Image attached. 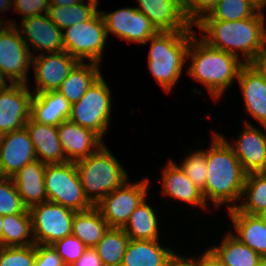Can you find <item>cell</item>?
I'll return each mask as SVG.
<instances>
[{
    "label": "cell",
    "instance_id": "obj_1",
    "mask_svg": "<svg viewBox=\"0 0 266 266\" xmlns=\"http://www.w3.org/2000/svg\"><path fill=\"white\" fill-rule=\"evenodd\" d=\"M262 7L253 17L237 20H200L195 24L204 34L207 44L239 57L243 54L245 64L253 63L266 41L265 18Z\"/></svg>",
    "mask_w": 266,
    "mask_h": 266
},
{
    "label": "cell",
    "instance_id": "obj_2",
    "mask_svg": "<svg viewBox=\"0 0 266 266\" xmlns=\"http://www.w3.org/2000/svg\"><path fill=\"white\" fill-rule=\"evenodd\" d=\"M213 137L206 150L208 172L202 193L206 203L209 199L219 207L242 199L247 173L225 137L218 133H213Z\"/></svg>",
    "mask_w": 266,
    "mask_h": 266
},
{
    "label": "cell",
    "instance_id": "obj_3",
    "mask_svg": "<svg viewBox=\"0 0 266 266\" xmlns=\"http://www.w3.org/2000/svg\"><path fill=\"white\" fill-rule=\"evenodd\" d=\"M189 58L192 60L187 69L188 74L205 85L215 102L231 86L233 79H238L240 70L245 65L238 56L211 47L203 39L197 40L195 34L188 48L187 59Z\"/></svg>",
    "mask_w": 266,
    "mask_h": 266
},
{
    "label": "cell",
    "instance_id": "obj_4",
    "mask_svg": "<svg viewBox=\"0 0 266 266\" xmlns=\"http://www.w3.org/2000/svg\"><path fill=\"white\" fill-rule=\"evenodd\" d=\"M194 31L158 32L151 42L148 68L165 92H171L181 77Z\"/></svg>",
    "mask_w": 266,
    "mask_h": 266
},
{
    "label": "cell",
    "instance_id": "obj_5",
    "mask_svg": "<svg viewBox=\"0 0 266 266\" xmlns=\"http://www.w3.org/2000/svg\"><path fill=\"white\" fill-rule=\"evenodd\" d=\"M75 165L85 197L93 206L128 181L127 173L104 144Z\"/></svg>",
    "mask_w": 266,
    "mask_h": 266
},
{
    "label": "cell",
    "instance_id": "obj_6",
    "mask_svg": "<svg viewBox=\"0 0 266 266\" xmlns=\"http://www.w3.org/2000/svg\"><path fill=\"white\" fill-rule=\"evenodd\" d=\"M44 180L47 201L76 212L93 207L85 197L75 162L46 164Z\"/></svg>",
    "mask_w": 266,
    "mask_h": 266
},
{
    "label": "cell",
    "instance_id": "obj_7",
    "mask_svg": "<svg viewBox=\"0 0 266 266\" xmlns=\"http://www.w3.org/2000/svg\"><path fill=\"white\" fill-rule=\"evenodd\" d=\"M111 91L101 75L84 96L72 104L69 120L88 128L101 138L107 132L111 115Z\"/></svg>",
    "mask_w": 266,
    "mask_h": 266
},
{
    "label": "cell",
    "instance_id": "obj_8",
    "mask_svg": "<svg viewBox=\"0 0 266 266\" xmlns=\"http://www.w3.org/2000/svg\"><path fill=\"white\" fill-rule=\"evenodd\" d=\"M107 38V30L100 11L90 20L75 24L66 28L65 33L62 32L64 51L80 62L90 59V62L100 64Z\"/></svg>",
    "mask_w": 266,
    "mask_h": 266
},
{
    "label": "cell",
    "instance_id": "obj_9",
    "mask_svg": "<svg viewBox=\"0 0 266 266\" xmlns=\"http://www.w3.org/2000/svg\"><path fill=\"white\" fill-rule=\"evenodd\" d=\"M28 211L35 245H52L71 235L76 211L50 201L35 204Z\"/></svg>",
    "mask_w": 266,
    "mask_h": 266
},
{
    "label": "cell",
    "instance_id": "obj_10",
    "mask_svg": "<svg viewBox=\"0 0 266 266\" xmlns=\"http://www.w3.org/2000/svg\"><path fill=\"white\" fill-rule=\"evenodd\" d=\"M7 22L9 25L0 32V71L11 83L27 85L33 53L22 39L20 27L13 21Z\"/></svg>",
    "mask_w": 266,
    "mask_h": 266
},
{
    "label": "cell",
    "instance_id": "obj_11",
    "mask_svg": "<svg viewBox=\"0 0 266 266\" xmlns=\"http://www.w3.org/2000/svg\"><path fill=\"white\" fill-rule=\"evenodd\" d=\"M148 185V179L133 184L127 181L107 194L95 207L110 228H124L132 212L147 197Z\"/></svg>",
    "mask_w": 266,
    "mask_h": 266
},
{
    "label": "cell",
    "instance_id": "obj_12",
    "mask_svg": "<svg viewBox=\"0 0 266 266\" xmlns=\"http://www.w3.org/2000/svg\"><path fill=\"white\" fill-rule=\"evenodd\" d=\"M33 94L28 85L11 83L0 88V131L10 133L25 127L31 118Z\"/></svg>",
    "mask_w": 266,
    "mask_h": 266
},
{
    "label": "cell",
    "instance_id": "obj_13",
    "mask_svg": "<svg viewBox=\"0 0 266 266\" xmlns=\"http://www.w3.org/2000/svg\"><path fill=\"white\" fill-rule=\"evenodd\" d=\"M107 34L113 33L123 40L146 45L158 31L137 8H122L107 14L100 11Z\"/></svg>",
    "mask_w": 266,
    "mask_h": 266
},
{
    "label": "cell",
    "instance_id": "obj_14",
    "mask_svg": "<svg viewBox=\"0 0 266 266\" xmlns=\"http://www.w3.org/2000/svg\"><path fill=\"white\" fill-rule=\"evenodd\" d=\"M80 61L66 51L40 53L32 57L37 85L36 94L57 91L68 74Z\"/></svg>",
    "mask_w": 266,
    "mask_h": 266
},
{
    "label": "cell",
    "instance_id": "obj_15",
    "mask_svg": "<svg viewBox=\"0 0 266 266\" xmlns=\"http://www.w3.org/2000/svg\"><path fill=\"white\" fill-rule=\"evenodd\" d=\"M36 160L34 145L26 127L3 134L0 143V177H12L26 164Z\"/></svg>",
    "mask_w": 266,
    "mask_h": 266
},
{
    "label": "cell",
    "instance_id": "obj_16",
    "mask_svg": "<svg viewBox=\"0 0 266 266\" xmlns=\"http://www.w3.org/2000/svg\"><path fill=\"white\" fill-rule=\"evenodd\" d=\"M137 9L143 13L158 32L190 31L191 23L186 19L182 0H136Z\"/></svg>",
    "mask_w": 266,
    "mask_h": 266
},
{
    "label": "cell",
    "instance_id": "obj_17",
    "mask_svg": "<svg viewBox=\"0 0 266 266\" xmlns=\"http://www.w3.org/2000/svg\"><path fill=\"white\" fill-rule=\"evenodd\" d=\"M20 24L22 30L19 32L26 46L31 44L37 52L44 53L64 51L62 31L52 22L48 13L24 18Z\"/></svg>",
    "mask_w": 266,
    "mask_h": 266
},
{
    "label": "cell",
    "instance_id": "obj_18",
    "mask_svg": "<svg viewBox=\"0 0 266 266\" xmlns=\"http://www.w3.org/2000/svg\"><path fill=\"white\" fill-rule=\"evenodd\" d=\"M236 141V145H230L243 170L246 173L266 172V132L246 120L245 128Z\"/></svg>",
    "mask_w": 266,
    "mask_h": 266
},
{
    "label": "cell",
    "instance_id": "obj_19",
    "mask_svg": "<svg viewBox=\"0 0 266 266\" xmlns=\"http://www.w3.org/2000/svg\"><path fill=\"white\" fill-rule=\"evenodd\" d=\"M57 130L66 159L70 162L88 157L103 144L102 138L94 131L70 120L60 123Z\"/></svg>",
    "mask_w": 266,
    "mask_h": 266
},
{
    "label": "cell",
    "instance_id": "obj_20",
    "mask_svg": "<svg viewBox=\"0 0 266 266\" xmlns=\"http://www.w3.org/2000/svg\"><path fill=\"white\" fill-rule=\"evenodd\" d=\"M238 81L242 90L245 110L260 124L266 126V76L252 63L245 64Z\"/></svg>",
    "mask_w": 266,
    "mask_h": 266
},
{
    "label": "cell",
    "instance_id": "obj_21",
    "mask_svg": "<svg viewBox=\"0 0 266 266\" xmlns=\"http://www.w3.org/2000/svg\"><path fill=\"white\" fill-rule=\"evenodd\" d=\"M25 127L34 145L37 160L44 164L67 162L57 126L40 124L30 118Z\"/></svg>",
    "mask_w": 266,
    "mask_h": 266
},
{
    "label": "cell",
    "instance_id": "obj_22",
    "mask_svg": "<svg viewBox=\"0 0 266 266\" xmlns=\"http://www.w3.org/2000/svg\"><path fill=\"white\" fill-rule=\"evenodd\" d=\"M162 174L163 194L206 209L207 203L202 190L194 185L177 164L169 161Z\"/></svg>",
    "mask_w": 266,
    "mask_h": 266
},
{
    "label": "cell",
    "instance_id": "obj_23",
    "mask_svg": "<svg viewBox=\"0 0 266 266\" xmlns=\"http://www.w3.org/2000/svg\"><path fill=\"white\" fill-rule=\"evenodd\" d=\"M72 104L58 91L34 94L31 101V118L45 125L58 126L69 120Z\"/></svg>",
    "mask_w": 266,
    "mask_h": 266
},
{
    "label": "cell",
    "instance_id": "obj_24",
    "mask_svg": "<svg viewBox=\"0 0 266 266\" xmlns=\"http://www.w3.org/2000/svg\"><path fill=\"white\" fill-rule=\"evenodd\" d=\"M45 170L46 164L36 160L26 164L11 177L23 203L28 208L47 201L44 180Z\"/></svg>",
    "mask_w": 266,
    "mask_h": 266
},
{
    "label": "cell",
    "instance_id": "obj_25",
    "mask_svg": "<svg viewBox=\"0 0 266 266\" xmlns=\"http://www.w3.org/2000/svg\"><path fill=\"white\" fill-rule=\"evenodd\" d=\"M228 211L238 233L233 236L261 257H266V226L261 219L257 215L240 212L237 208Z\"/></svg>",
    "mask_w": 266,
    "mask_h": 266
},
{
    "label": "cell",
    "instance_id": "obj_26",
    "mask_svg": "<svg viewBox=\"0 0 266 266\" xmlns=\"http://www.w3.org/2000/svg\"><path fill=\"white\" fill-rule=\"evenodd\" d=\"M175 252L156 240H130L121 266H163Z\"/></svg>",
    "mask_w": 266,
    "mask_h": 266
},
{
    "label": "cell",
    "instance_id": "obj_27",
    "mask_svg": "<svg viewBox=\"0 0 266 266\" xmlns=\"http://www.w3.org/2000/svg\"><path fill=\"white\" fill-rule=\"evenodd\" d=\"M99 64L95 62H79L68 74L57 90L71 104L78 102L86 91L101 76Z\"/></svg>",
    "mask_w": 266,
    "mask_h": 266
},
{
    "label": "cell",
    "instance_id": "obj_28",
    "mask_svg": "<svg viewBox=\"0 0 266 266\" xmlns=\"http://www.w3.org/2000/svg\"><path fill=\"white\" fill-rule=\"evenodd\" d=\"M108 228L101 212L93 206L89 210L75 213L71 235L76 236L87 248H94Z\"/></svg>",
    "mask_w": 266,
    "mask_h": 266
},
{
    "label": "cell",
    "instance_id": "obj_29",
    "mask_svg": "<svg viewBox=\"0 0 266 266\" xmlns=\"http://www.w3.org/2000/svg\"><path fill=\"white\" fill-rule=\"evenodd\" d=\"M30 245H34V239L29 211L3 216L1 246L26 247Z\"/></svg>",
    "mask_w": 266,
    "mask_h": 266
},
{
    "label": "cell",
    "instance_id": "obj_30",
    "mask_svg": "<svg viewBox=\"0 0 266 266\" xmlns=\"http://www.w3.org/2000/svg\"><path fill=\"white\" fill-rule=\"evenodd\" d=\"M224 266H258L262 258L250 247L235 238L232 232L226 234L220 246L210 248Z\"/></svg>",
    "mask_w": 266,
    "mask_h": 266
},
{
    "label": "cell",
    "instance_id": "obj_31",
    "mask_svg": "<svg viewBox=\"0 0 266 266\" xmlns=\"http://www.w3.org/2000/svg\"><path fill=\"white\" fill-rule=\"evenodd\" d=\"M158 222L155 210L146 199L132 212L123 230L130 240H156L158 238Z\"/></svg>",
    "mask_w": 266,
    "mask_h": 266
},
{
    "label": "cell",
    "instance_id": "obj_32",
    "mask_svg": "<svg viewBox=\"0 0 266 266\" xmlns=\"http://www.w3.org/2000/svg\"><path fill=\"white\" fill-rule=\"evenodd\" d=\"M246 196V197H245ZM246 200L241 204L229 206L248 215H257L266 209V172L247 173L242 196Z\"/></svg>",
    "mask_w": 266,
    "mask_h": 266
},
{
    "label": "cell",
    "instance_id": "obj_33",
    "mask_svg": "<svg viewBox=\"0 0 266 266\" xmlns=\"http://www.w3.org/2000/svg\"><path fill=\"white\" fill-rule=\"evenodd\" d=\"M130 239L123 228H108L94 247L103 266H121Z\"/></svg>",
    "mask_w": 266,
    "mask_h": 266
},
{
    "label": "cell",
    "instance_id": "obj_34",
    "mask_svg": "<svg viewBox=\"0 0 266 266\" xmlns=\"http://www.w3.org/2000/svg\"><path fill=\"white\" fill-rule=\"evenodd\" d=\"M97 5L98 0H89L88 5L83 1L71 6H50L48 14L52 22L63 31L90 20L98 12Z\"/></svg>",
    "mask_w": 266,
    "mask_h": 266
},
{
    "label": "cell",
    "instance_id": "obj_35",
    "mask_svg": "<svg viewBox=\"0 0 266 266\" xmlns=\"http://www.w3.org/2000/svg\"><path fill=\"white\" fill-rule=\"evenodd\" d=\"M261 8L256 0H218L201 20L237 21L253 17Z\"/></svg>",
    "mask_w": 266,
    "mask_h": 266
},
{
    "label": "cell",
    "instance_id": "obj_36",
    "mask_svg": "<svg viewBox=\"0 0 266 266\" xmlns=\"http://www.w3.org/2000/svg\"><path fill=\"white\" fill-rule=\"evenodd\" d=\"M28 212L11 177H0V215Z\"/></svg>",
    "mask_w": 266,
    "mask_h": 266
},
{
    "label": "cell",
    "instance_id": "obj_37",
    "mask_svg": "<svg viewBox=\"0 0 266 266\" xmlns=\"http://www.w3.org/2000/svg\"><path fill=\"white\" fill-rule=\"evenodd\" d=\"M179 167L200 190L205 188L208 172L206 150H198V152L189 154Z\"/></svg>",
    "mask_w": 266,
    "mask_h": 266
},
{
    "label": "cell",
    "instance_id": "obj_38",
    "mask_svg": "<svg viewBox=\"0 0 266 266\" xmlns=\"http://www.w3.org/2000/svg\"><path fill=\"white\" fill-rule=\"evenodd\" d=\"M36 245L26 247H0V266H33Z\"/></svg>",
    "mask_w": 266,
    "mask_h": 266
},
{
    "label": "cell",
    "instance_id": "obj_39",
    "mask_svg": "<svg viewBox=\"0 0 266 266\" xmlns=\"http://www.w3.org/2000/svg\"><path fill=\"white\" fill-rule=\"evenodd\" d=\"M65 266H71L86 251L87 247L76 236L69 235L52 244Z\"/></svg>",
    "mask_w": 266,
    "mask_h": 266
},
{
    "label": "cell",
    "instance_id": "obj_40",
    "mask_svg": "<svg viewBox=\"0 0 266 266\" xmlns=\"http://www.w3.org/2000/svg\"><path fill=\"white\" fill-rule=\"evenodd\" d=\"M217 2L218 0H182L184 15L193 26L208 15Z\"/></svg>",
    "mask_w": 266,
    "mask_h": 266
},
{
    "label": "cell",
    "instance_id": "obj_41",
    "mask_svg": "<svg viewBox=\"0 0 266 266\" xmlns=\"http://www.w3.org/2000/svg\"><path fill=\"white\" fill-rule=\"evenodd\" d=\"M13 6H15V11L20 13L22 19L47 14L49 12V2L48 0H13Z\"/></svg>",
    "mask_w": 266,
    "mask_h": 266
},
{
    "label": "cell",
    "instance_id": "obj_42",
    "mask_svg": "<svg viewBox=\"0 0 266 266\" xmlns=\"http://www.w3.org/2000/svg\"><path fill=\"white\" fill-rule=\"evenodd\" d=\"M33 266H65L62 258L52 245H36V258Z\"/></svg>",
    "mask_w": 266,
    "mask_h": 266
},
{
    "label": "cell",
    "instance_id": "obj_43",
    "mask_svg": "<svg viewBox=\"0 0 266 266\" xmlns=\"http://www.w3.org/2000/svg\"><path fill=\"white\" fill-rule=\"evenodd\" d=\"M71 266H103L95 248H87L83 255Z\"/></svg>",
    "mask_w": 266,
    "mask_h": 266
},
{
    "label": "cell",
    "instance_id": "obj_44",
    "mask_svg": "<svg viewBox=\"0 0 266 266\" xmlns=\"http://www.w3.org/2000/svg\"><path fill=\"white\" fill-rule=\"evenodd\" d=\"M193 266H224L217 255L209 248L199 259L192 258Z\"/></svg>",
    "mask_w": 266,
    "mask_h": 266
},
{
    "label": "cell",
    "instance_id": "obj_45",
    "mask_svg": "<svg viewBox=\"0 0 266 266\" xmlns=\"http://www.w3.org/2000/svg\"><path fill=\"white\" fill-rule=\"evenodd\" d=\"M163 266H193L192 258H185L174 253Z\"/></svg>",
    "mask_w": 266,
    "mask_h": 266
},
{
    "label": "cell",
    "instance_id": "obj_46",
    "mask_svg": "<svg viewBox=\"0 0 266 266\" xmlns=\"http://www.w3.org/2000/svg\"><path fill=\"white\" fill-rule=\"evenodd\" d=\"M252 64L266 76V41Z\"/></svg>",
    "mask_w": 266,
    "mask_h": 266
},
{
    "label": "cell",
    "instance_id": "obj_47",
    "mask_svg": "<svg viewBox=\"0 0 266 266\" xmlns=\"http://www.w3.org/2000/svg\"><path fill=\"white\" fill-rule=\"evenodd\" d=\"M85 0H48L49 6H71Z\"/></svg>",
    "mask_w": 266,
    "mask_h": 266
},
{
    "label": "cell",
    "instance_id": "obj_48",
    "mask_svg": "<svg viewBox=\"0 0 266 266\" xmlns=\"http://www.w3.org/2000/svg\"><path fill=\"white\" fill-rule=\"evenodd\" d=\"M13 3H14L13 0H0V12L9 10V8L14 7Z\"/></svg>",
    "mask_w": 266,
    "mask_h": 266
},
{
    "label": "cell",
    "instance_id": "obj_49",
    "mask_svg": "<svg viewBox=\"0 0 266 266\" xmlns=\"http://www.w3.org/2000/svg\"><path fill=\"white\" fill-rule=\"evenodd\" d=\"M257 216L261 219L263 224L266 226V209L261 211Z\"/></svg>",
    "mask_w": 266,
    "mask_h": 266
},
{
    "label": "cell",
    "instance_id": "obj_50",
    "mask_svg": "<svg viewBox=\"0 0 266 266\" xmlns=\"http://www.w3.org/2000/svg\"><path fill=\"white\" fill-rule=\"evenodd\" d=\"M6 85H8V84H7V81H6V79L4 78V76L2 75V73H1V71H0V88H1V87H4V86H6Z\"/></svg>",
    "mask_w": 266,
    "mask_h": 266
},
{
    "label": "cell",
    "instance_id": "obj_51",
    "mask_svg": "<svg viewBox=\"0 0 266 266\" xmlns=\"http://www.w3.org/2000/svg\"><path fill=\"white\" fill-rule=\"evenodd\" d=\"M258 266H266V257H262L260 259Z\"/></svg>",
    "mask_w": 266,
    "mask_h": 266
},
{
    "label": "cell",
    "instance_id": "obj_52",
    "mask_svg": "<svg viewBox=\"0 0 266 266\" xmlns=\"http://www.w3.org/2000/svg\"><path fill=\"white\" fill-rule=\"evenodd\" d=\"M5 22L3 21V20H1V18H0V32L5 28V27H7V25H9L8 23L6 24H4ZM6 25V26H5Z\"/></svg>",
    "mask_w": 266,
    "mask_h": 266
},
{
    "label": "cell",
    "instance_id": "obj_53",
    "mask_svg": "<svg viewBox=\"0 0 266 266\" xmlns=\"http://www.w3.org/2000/svg\"><path fill=\"white\" fill-rule=\"evenodd\" d=\"M2 225H3V216L0 215V244H1Z\"/></svg>",
    "mask_w": 266,
    "mask_h": 266
},
{
    "label": "cell",
    "instance_id": "obj_54",
    "mask_svg": "<svg viewBox=\"0 0 266 266\" xmlns=\"http://www.w3.org/2000/svg\"><path fill=\"white\" fill-rule=\"evenodd\" d=\"M262 7H266V0H256Z\"/></svg>",
    "mask_w": 266,
    "mask_h": 266
},
{
    "label": "cell",
    "instance_id": "obj_55",
    "mask_svg": "<svg viewBox=\"0 0 266 266\" xmlns=\"http://www.w3.org/2000/svg\"><path fill=\"white\" fill-rule=\"evenodd\" d=\"M2 137H3V134H2V132L0 131V143H1V141H2Z\"/></svg>",
    "mask_w": 266,
    "mask_h": 266
}]
</instances>
